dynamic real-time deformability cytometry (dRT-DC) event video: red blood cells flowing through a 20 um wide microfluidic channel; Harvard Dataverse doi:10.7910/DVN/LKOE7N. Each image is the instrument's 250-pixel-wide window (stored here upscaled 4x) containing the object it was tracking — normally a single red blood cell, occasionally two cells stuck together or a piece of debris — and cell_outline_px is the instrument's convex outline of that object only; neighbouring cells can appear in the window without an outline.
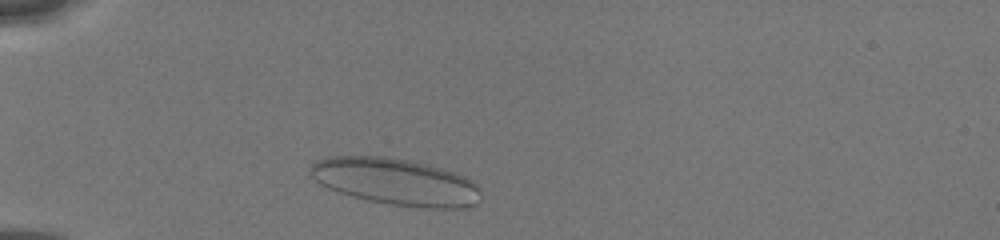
{"species": "human", "species_latin": "Homo sapiens", "temperature_condition": "cold", "stored_images_in_passage": 8, "camera_frame_rate_fps": 3000, "um_per_image_px": 0.085, "donor": {"sex": "male"}, "frame": {"image": 1, "passage_image": 1, "time_ms": 0.0, "image_size_px": [1000, 240], "cell_outline_px": [[480, 200], [476, 204], [464, 208], [424, 208], [388, 204], [368, 200], [352, 196], [328, 188], [320, 184], [308, 172], [308, 168], [316, 160], [328, 156], [384, 156], [408, 160], [428, 164], [456, 172], [472, 180], [480, 188]], "centroid_in_image_um": [33.64, 15.44], "position_along_channel_um": 51.4, "area_um2": 46.88}}
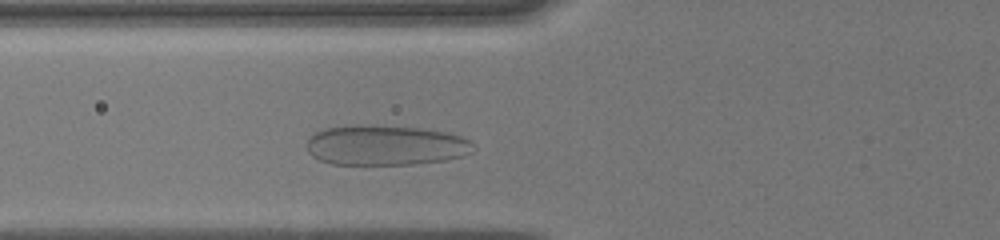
{"frame": {"image": 2, "passage_image": 6, "time_ms": 1.667, "image_size_px": [1000, 240], "cell_outline_px": [[472, 152], [464, 156], [444, 160], [412, 164], [332, 164], [320, 160], [312, 156], [308, 152], [308, 140], [316, 132], [324, 128], [356, 124], [360, 124], [420, 128], [444, 132], [460, 136], [468, 140], [472, 144]], "centroid_in_image_um": [32.75, 12.34], "position_along_channel_um": 93.1, "area_um2": 38.78}}